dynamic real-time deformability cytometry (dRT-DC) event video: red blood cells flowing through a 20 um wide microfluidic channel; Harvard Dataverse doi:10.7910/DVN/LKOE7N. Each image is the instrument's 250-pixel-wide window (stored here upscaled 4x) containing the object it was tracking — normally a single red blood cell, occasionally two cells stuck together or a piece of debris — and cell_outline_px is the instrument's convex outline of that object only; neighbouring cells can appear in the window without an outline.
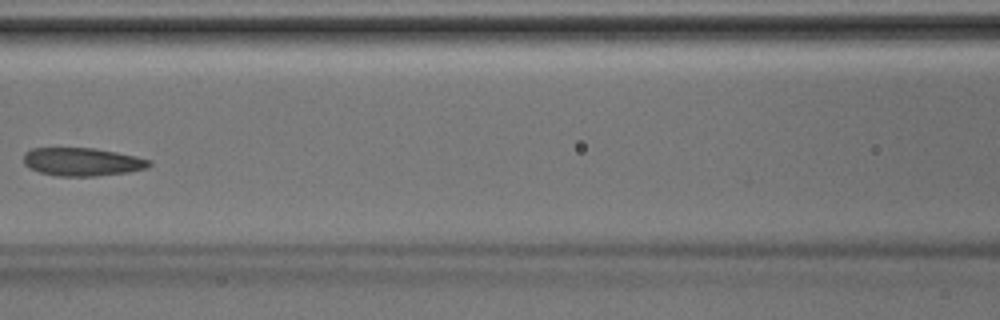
{"species": "Egyptian fruit bat (a non-hibernating species)", "species_latin": "Rousettus aegyptiacus", "temperature_condition": "room temperature", "stored_images_in_passage": 5, "camera_frame_rate_fps": 3000, "um_per_image_px": 0.085, "animal": {"sex": "male"}, "frame": {"image": 1, "passage_image": 5, "time_ms": 1.333, "image_size_px": [1000, 320], "cell_outline_px": [[152, 164], [148, 168], [128, 172], [96, 176], [56, 176], [40, 172], [28, 168], [24, 164], [24, 152], [32, 148], [96, 148], [136, 156], [152, 160]], "centroid_in_image_um": [7.0, 13.75], "position_along_channel_um": 159.6, "area_um2": 20.81}}